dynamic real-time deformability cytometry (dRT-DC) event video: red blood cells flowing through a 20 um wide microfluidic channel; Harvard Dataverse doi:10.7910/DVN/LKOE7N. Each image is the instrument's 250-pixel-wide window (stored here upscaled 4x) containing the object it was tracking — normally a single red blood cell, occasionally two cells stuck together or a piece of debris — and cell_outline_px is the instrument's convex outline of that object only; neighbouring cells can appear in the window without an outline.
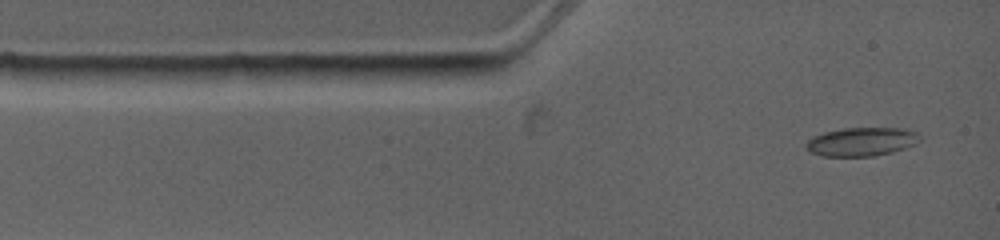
{"species": "common noctule bat (a hibernating species)", "species_latin": "Nyctalus noctula", "temperature_condition": "warm", "stored_images_in_passage": 6, "camera_frame_rate_fps": 4500, "um_per_image_px": 0.085, "animal": {"sex": "female", "body_mass_g": 19.0, "forearm_length_mm": 53.3}, "frame": {"image": 1, "passage_image": 1, "time_ms": 0.0, "image_size_px": [1000, 240], "cell_outline_px": [[920, 140], [916, 144], [892, 152], [872, 156], [824, 156], [808, 152], [804, 144], [812, 136], [824, 132], [844, 128], [904, 128], [916, 132], [920, 136]], "centroid_in_image_um": [73.21, 12.04], "position_along_channel_um": 11.8, "area_um2": 19.07}}
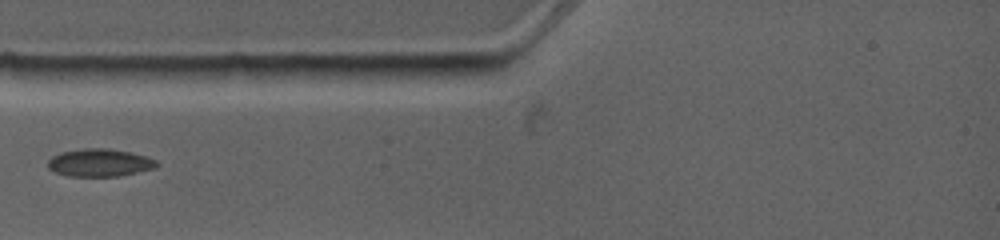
{"frame": {"image": 2, "passage_image": 4, "time_ms": 2.444, "image_size_px": [1000, 240], "cell_outline_px": [[160, 164], [156, 168], [116, 176], [68, 176], [56, 172], [48, 168], [48, 160], [52, 156], [60, 152], [84, 148], [108, 148], [128, 152], [144, 156], [156, 160]], "centroid_in_image_um": [8.45, 13.82], "position_along_channel_um": 76.5, "area_um2": 17.46}}
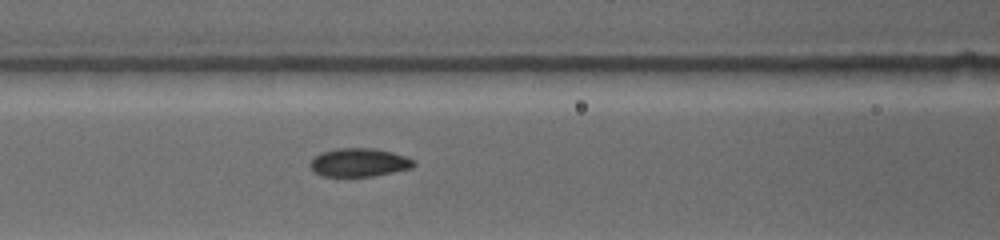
{"frame": {"image": 3, "passage_image": 6, "time_ms": 4.0, "image_size_px": [1000, 240], "cell_outline_px": [[416, 164], [412, 168], [372, 176], [320, 176], [312, 172], [308, 164], [312, 156], [320, 152], [336, 148], [376, 148], [392, 152], [404, 156], [412, 160]], "centroid_in_image_um": [30.43, 13.8], "position_along_channel_um": 136.2, "area_um2": 17.4}}